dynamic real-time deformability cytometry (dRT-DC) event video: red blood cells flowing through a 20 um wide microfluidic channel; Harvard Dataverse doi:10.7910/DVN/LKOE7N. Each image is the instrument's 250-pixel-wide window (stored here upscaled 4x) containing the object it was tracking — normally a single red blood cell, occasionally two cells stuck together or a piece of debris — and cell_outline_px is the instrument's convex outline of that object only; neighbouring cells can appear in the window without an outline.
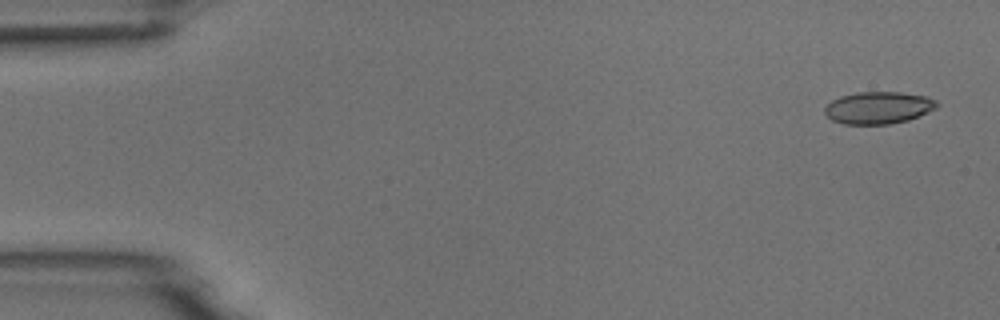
{"species": "common noctule bat (a hibernating species)", "species_latin": "Nyctalus noctula", "temperature_condition": "room temperature", "stored_images_in_passage": 6, "camera_frame_rate_fps": 3000, "um_per_image_px": 0.085, "animal": {"sex": "male", "body_mass_g": 18.8}, "frame": {"image": 1, "passage_image": 1, "time_ms": 0.0, "image_size_px": [1000, 320], "cell_outline_px": [[940, 104], [936, 108], [908, 120], [888, 124], [844, 124], [832, 120], [824, 112], [824, 108], [832, 100], [840, 96], [856, 92], [900, 92], [924, 96], [936, 100]], "centroid_in_image_um": [74.65, 9.15], "position_along_channel_um": 10.4, "area_um2": 20.92}}
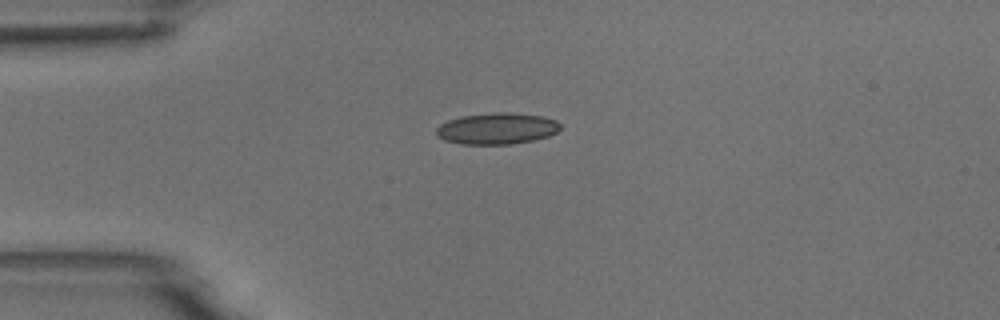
{"frame": {"image": 2, "passage_image": 4, "time_ms": 3.667, "image_size_px": [1000, 320], "cell_outline_px": [[560, 128], [556, 132], [548, 136], [532, 140], [508, 144], [460, 144], [444, 140], [436, 136], [436, 128], [440, 124], [448, 120], [460, 116], [492, 112], [504, 112], [544, 116], [556, 120], [560, 124]], "centroid_in_image_um": [42.2, 10.92], "position_along_channel_um": 42.8, "area_um2": 22.72}}